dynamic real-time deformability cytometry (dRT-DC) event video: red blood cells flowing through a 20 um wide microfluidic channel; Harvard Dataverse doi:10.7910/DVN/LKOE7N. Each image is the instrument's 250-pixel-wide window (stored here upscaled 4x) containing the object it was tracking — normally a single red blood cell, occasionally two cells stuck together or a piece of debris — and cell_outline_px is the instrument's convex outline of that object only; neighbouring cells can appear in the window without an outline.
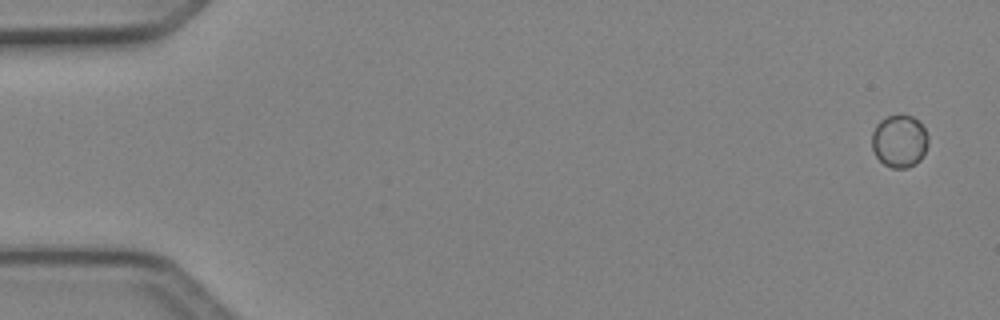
{"species": "Egyptian fruit bat (a non-hibernating species)", "species_latin": "Rousettus aegyptiacus", "temperature_condition": "cold", "stored_images_in_passage": 6, "segment_of_instrument_passage": [2, 2], "camera_frame_rate_fps": 3000, "um_per_image_px": 0.085, "animal": {"sex": "female"}, "frame": {"image": 1, "passage_image": 6, "time_ms": 1.667, "image_size_px": [1000, 320], "cell_outline_px": [[928, 144], [920, 160], [916, 164], [908, 168], [892, 168], [884, 164], [876, 156], [872, 148], [872, 132], [876, 124], [880, 120], [888, 116], [912, 116], [924, 128], [928, 136]], "centroid_in_image_um": [76.44, 12.02], "position_along_channel_um": 8.6, "area_um2": 17.17}}